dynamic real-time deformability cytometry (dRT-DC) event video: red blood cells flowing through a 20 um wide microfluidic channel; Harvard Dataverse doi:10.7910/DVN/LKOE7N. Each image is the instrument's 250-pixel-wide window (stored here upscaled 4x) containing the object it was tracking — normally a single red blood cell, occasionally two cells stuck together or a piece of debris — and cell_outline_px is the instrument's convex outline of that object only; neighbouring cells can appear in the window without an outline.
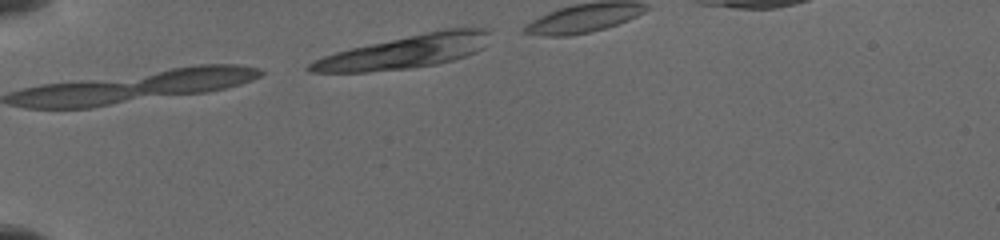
{"species": "common noctule bat (a hibernating species)", "species_latin": "Nyctalus noctula", "temperature_condition": "cold", "stored_images_in_passage": 2, "camera_frame_rate_fps": 3000, "um_per_image_px": 0.085, "animal": {"sex": "female", "body_mass_g": 19.5, "forearm_length_mm": 54.1}, "frame": {"image": 1, "passage_image": 2, "time_ms": 0.333, "image_size_px": [1000, 240], "cell_outline_px": [[488, 32], [480, 48], [476, 52], [452, 60], [436, 64], [408, 68], [368, 72], [308, 72], [304, 68], [308, 64], [324, 56], [336, 52], [352, 48], [444, 28], [488, 28]], "centroid_in_image_um": [34.35, 4.41], "position_along_channel_um": 50.6, "area_um2": 33.99}}